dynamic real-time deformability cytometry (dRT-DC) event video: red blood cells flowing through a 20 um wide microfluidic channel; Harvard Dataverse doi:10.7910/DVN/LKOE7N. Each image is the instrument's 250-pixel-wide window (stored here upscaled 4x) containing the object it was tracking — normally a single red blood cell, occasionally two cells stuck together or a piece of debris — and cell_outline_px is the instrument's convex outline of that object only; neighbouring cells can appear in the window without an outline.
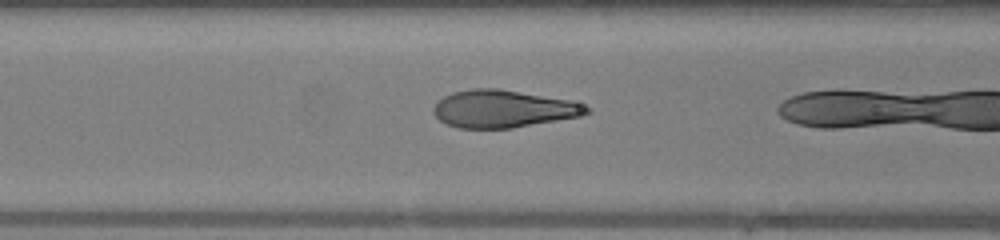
{"species": "human", "species_latin": "Homo sapiens", "temperature_condition": "warm", "stored_images_in_passage": 15, "camera_frame_rate_fps": 3000, "um_per_image_px": 0.085, "donor": {"sex": "female"}, "frame": {"image": 1, "passage_image": 14, "time_ms": 4.333, "image_size_px": [1000, 240], "cell_outline_px": [[592, 112], [580, 116], [512, 128], [460, 128], [448, 124], [440, 120], [432, 112], [432, 108], [444, 96], [452, 92], [472, 88], [500, 88], [568, 100], [592, 108]], "centroid_in_image_um": [42.76, 9.24], "position_along_channel_um": 123.8, "area_um2": 33.29}}